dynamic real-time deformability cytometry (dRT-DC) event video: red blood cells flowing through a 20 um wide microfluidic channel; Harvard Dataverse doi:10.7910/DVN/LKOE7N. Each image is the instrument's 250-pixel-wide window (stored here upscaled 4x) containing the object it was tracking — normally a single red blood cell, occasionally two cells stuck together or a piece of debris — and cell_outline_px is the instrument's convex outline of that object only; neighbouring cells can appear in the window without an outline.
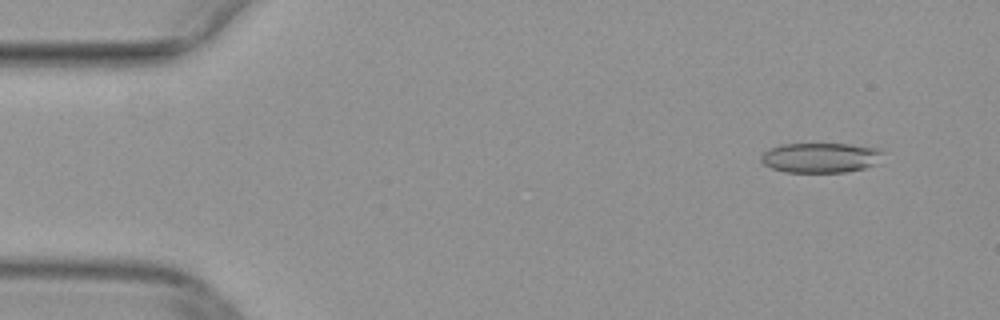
{"species": "common noctule bat (a hibernating species)", "species_latin": "Nyctalus noctula", "temperature_condition": "warm", "stored_images_in_passage": 49, "camera_frame_rate_fps": 3000, "um_per_image_px": 0.085, "animal": {"sex": "female", "body_mass_g": 29.2, "forearm_length_mm": 56.3}, "frame": {"image": 1, "passage_image": 4, "time_ms": 1.0, "image_size_px": [1000, 320], "cell_outline_px": [[884, 152], [876, 164], [864, 168], [844, 172], [784, 172], [772, 168], [764, 164], [760, 160], [760, 156], [764, 152], [780, 144], [848, 144], [880, 148]], "centroid_in_image_um": [69.75, 13.4], "position_along_channel_um": 15.2, "area_um2": 21.27}}
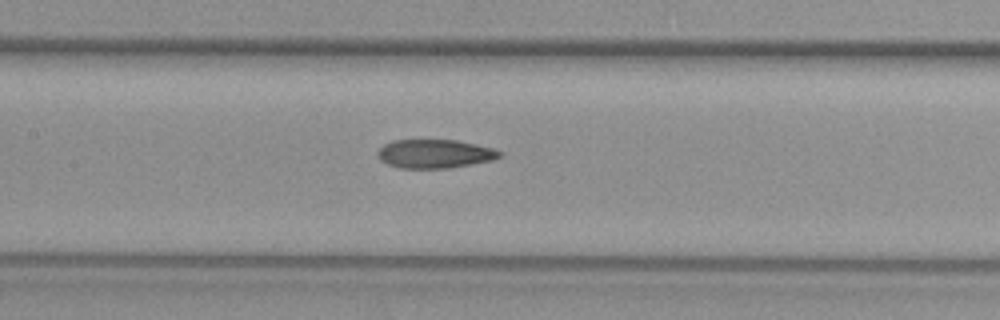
{"frame": {"image": 2, "passage_image": 23, "time_ms": 7.333, "image_size_px": [1000, 320], "cell_outline_px": [[504, 152], [500, 156], [492, 160], [472, 164], [448, 168], [400, 168], [388, 164], [380, 160], [376, 152], [384, 144], [392, 140], [456, 140], [492, 148]], "centroid_in_image_um": [36.93, 13.07], "position_along_channel_um": 170.5, "area_um2": 20.35}}
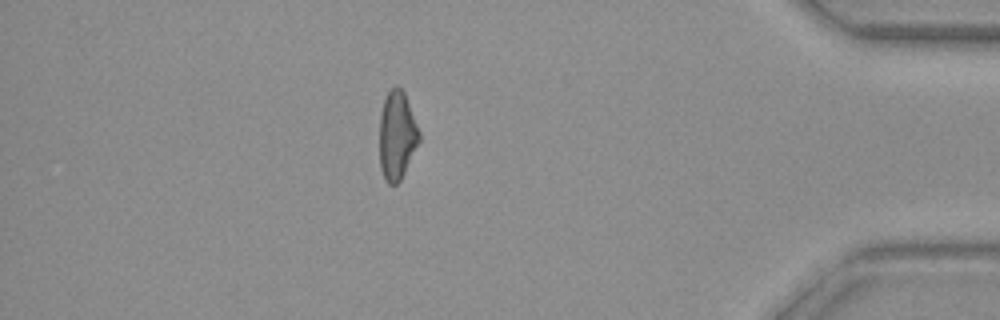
{"frame": {"image": 3, "passage_image": 43, "time_ms": 14.0, "image_size_px": [1000, 320], "cell_outline_px": [[420, 140], [400, 180], [396, 184], [388, 184], [384, 180], [380, 168], [380, 116], [384, 100], [388, 92], [396, 84], [404, 92], [420, 132]], "centroid_in_image_um": [33.73, 11.52], "position_along_channel_um": 401.5, "area_um2": 20.29}}